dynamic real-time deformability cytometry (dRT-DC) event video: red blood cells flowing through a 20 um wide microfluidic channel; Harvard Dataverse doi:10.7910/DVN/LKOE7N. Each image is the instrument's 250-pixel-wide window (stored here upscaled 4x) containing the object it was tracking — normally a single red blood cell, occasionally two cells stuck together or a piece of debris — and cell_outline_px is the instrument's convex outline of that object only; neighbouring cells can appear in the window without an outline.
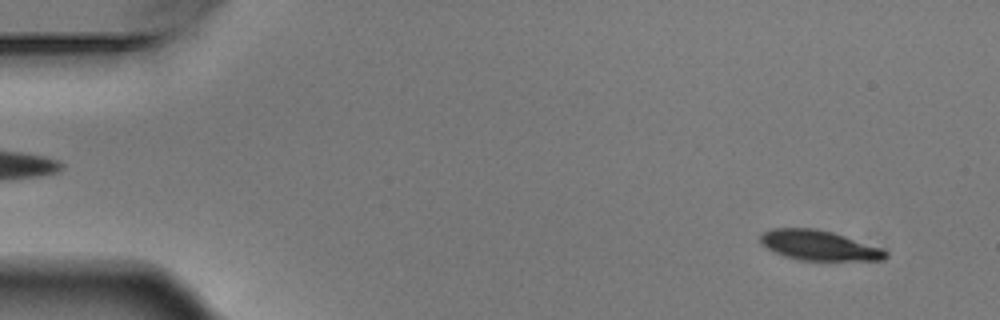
{"species": "Egyptian fruit bat (a non-hibernating species)", "species_latin": "Rousettus aegyptiacus", "temperature_condition": "warm", "stored_images_in_passage": 4, "camera_frame_rate_fps": 3000, "um_per_image_px": 0.085, "animal": {"sex": "male"}, "frame": {"image": 1, "passage_image": 1, "time_ms": 0.0, "image_size_px": [1000, 320], "cell_outline_px": [[888, 256], [884, 260], [800, 260], [784, 256], [768, 248], [760, 240], [760, 236], [764, 232], [772, 228], [816, 228], [832, 232], [880, 248], [888, 252]], "centroid_in_image_um": [69.61, 20.86], "position_along_channel_um": 15.4, "area_um2": 21.5}}
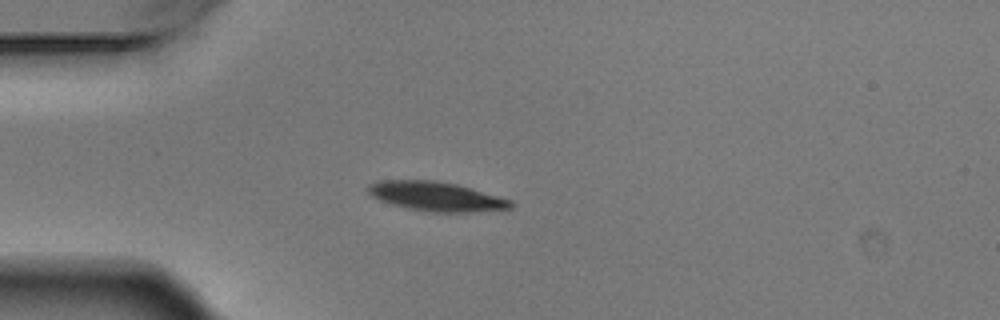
{"frame": {"image": 2, "passage_image": 4, "time_ms": 1.0, "image_size_px": [1000, 320], "cell_outline_px": [[516, 204], [512, 208], [468, 212], [432, 212], [408, 208], [392, 204], [380, 200], [372, 196], [368, 192], [368, 184], [380, 180], [432, 180], [456, 184], [512, 200]], "centroid_in_image_um": [37.08, 16.69], "position_along_channel_um": 47.9, "area_um2": 24.16}}